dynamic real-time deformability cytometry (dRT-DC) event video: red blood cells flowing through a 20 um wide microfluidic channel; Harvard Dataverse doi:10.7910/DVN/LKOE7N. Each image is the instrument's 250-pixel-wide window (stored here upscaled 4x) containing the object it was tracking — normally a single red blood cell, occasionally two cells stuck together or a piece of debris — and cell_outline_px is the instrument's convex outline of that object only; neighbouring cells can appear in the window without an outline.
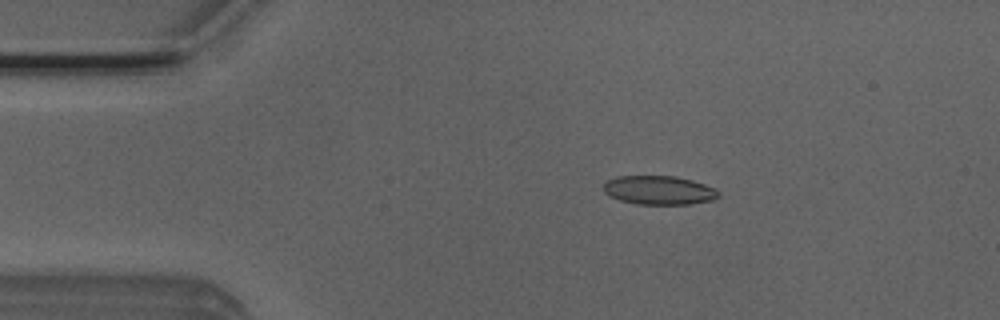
{"species": "Egyptian fruit bat (a non-hibernating species)", "species_latin": "Rousettus aegyptiacus", "temperature_condition": "room temperature", "stored_images_in_passage": 5, "camera_frame_rate_fps": 3000, "um_per_image_px": 0.085, "animal": {"sex": "male"}, "frame": {"image": 1, "passage_image": 3, "time_ms": 0.667, "image_size_px": [1000, 320], "cell_outline_px": [[720, 196], [712, 200], [688, 204], [636, 204], [620, 200], [604, 192], [604, 184], [608, 180], [616, 176], [676, 176], [692, 180], [704, 184], [720, 192]], "centroid_in_image_um": [56.02, 16.16], "position_along_channel_um": 29.0, "area_um2": 19.19}}